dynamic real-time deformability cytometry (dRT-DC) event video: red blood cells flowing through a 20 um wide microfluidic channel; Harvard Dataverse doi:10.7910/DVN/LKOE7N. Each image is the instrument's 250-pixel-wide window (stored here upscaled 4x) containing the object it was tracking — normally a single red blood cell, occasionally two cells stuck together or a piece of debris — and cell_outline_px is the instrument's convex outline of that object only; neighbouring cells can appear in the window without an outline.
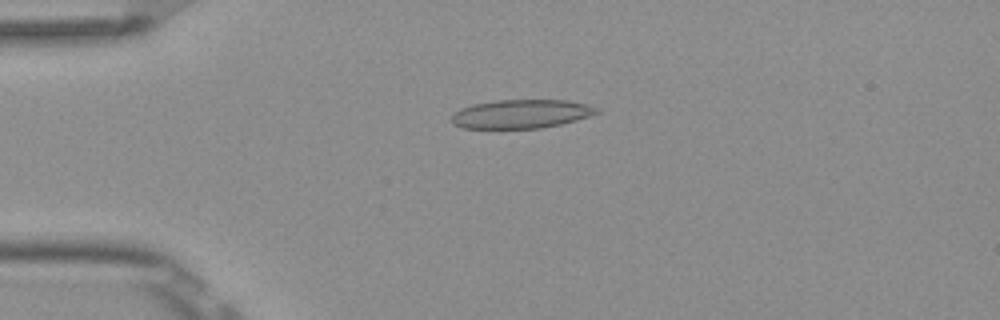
{"species": "Egyptian fruit bat (a non-hibernating species)", "species_latin": "Rousettus aegyptiacus", "temperature_condition": "room temperature", "stored_images_in_passage": 4, "camera_frame_rate_fps": 3000, "um_per_image_px": 0.085, "frame": {"image": 1, "passage_image": 3, "time_ms": 0.667, "image_size_px": [1000, 320], "cell_outline_px": [[600, 112], [576, 120], [560, 124], [540, 128], [464, 128], [452, 124], [452, 116], [460, 108], [472, 104], [496, 100], [568, 100], [600, 108]], "centroid_in_image_um": [44.29, 9.68], "position_along_channel_um": 40.7, "area_um2": 24.22}}